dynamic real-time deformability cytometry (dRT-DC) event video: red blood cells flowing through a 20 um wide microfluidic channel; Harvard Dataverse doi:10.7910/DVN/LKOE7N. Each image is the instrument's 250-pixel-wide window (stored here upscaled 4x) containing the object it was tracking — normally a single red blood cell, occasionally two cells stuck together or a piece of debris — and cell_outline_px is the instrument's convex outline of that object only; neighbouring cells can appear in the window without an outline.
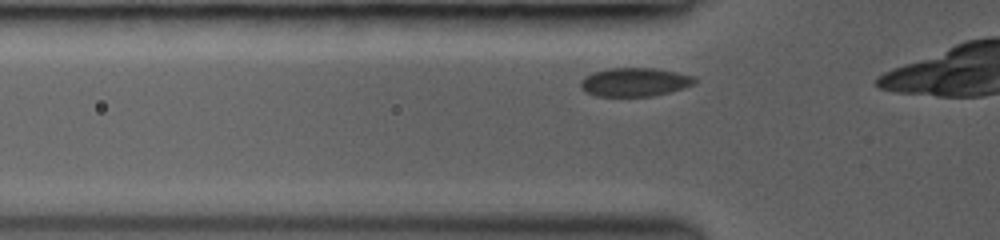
{"species": "common noctule bat (a hibernating species)", "species_latin": "Nyctalus noctula", "temperature_condition": "room temperature", "stored_images_in_passage": 12, "camera_frame_rate_fps": 3000, "um_per_image_px": 0.085, "animal": {"sex": "female", "body_mass_g": 19.0, "forearm_length_mm": 53.3}, "frame": {"image": 1, "passage_image": 4, "time_ms": 0.667, "image_size_px": [1000, 240], "cell_outline_px": [[696, 80], [692, 84], [684, 88], [652, 96], [596, 96], [580, 88], [580, 80], [592, 72], [608, 68], [652, 68], [676, 72], [692, 76]], "centroid_in_image_um": [53.9, 6.97], "position_along_channel_um": 71.9, "area_um2": 18.84}}
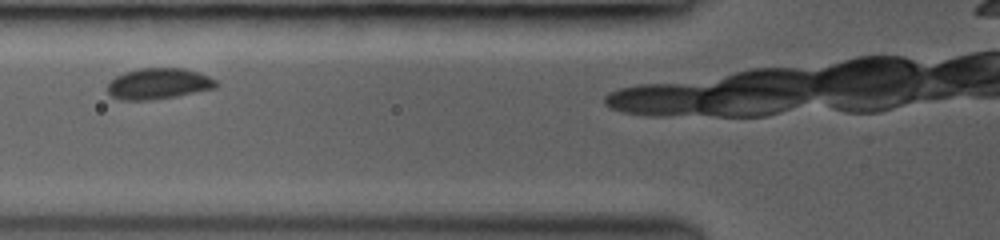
{"frame": {"image": 2, "passage_image": 8, "time_ms": 1.667, "image_size_px": [1000, 240], "cell_outline_px": [[220, 84], [216, 88], [176, 96], [152, 100], [120, 100], [112, 96], [108, 92], [108, 84], [116, 76], [124, 72], [140, 68], [184, 68], [208, 76], [216, 80]], "centroid_in_image_um": [13.49, 7.11], "position_along_channel_um": 112.3, "area_um2": 19.59}}